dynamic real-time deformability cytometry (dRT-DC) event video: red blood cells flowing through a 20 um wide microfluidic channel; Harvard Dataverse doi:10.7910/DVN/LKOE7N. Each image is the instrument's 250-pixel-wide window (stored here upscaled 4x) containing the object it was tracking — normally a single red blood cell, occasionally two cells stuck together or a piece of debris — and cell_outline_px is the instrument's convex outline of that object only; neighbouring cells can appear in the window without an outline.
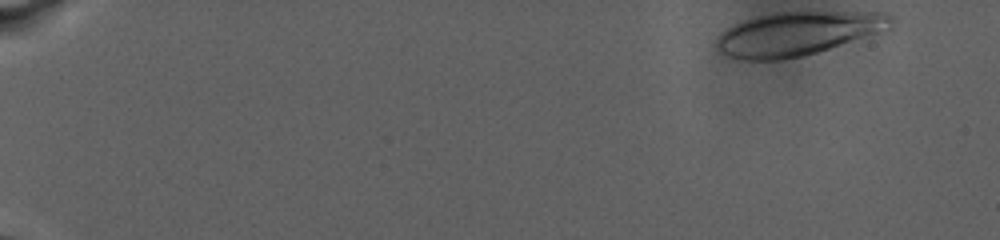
{"species": "human", "species_latin": "Homo sapiens", "temperature_condition": "warm", "stored_images_in_passage": 65, "camera_frame_rate_fps": 3000, "um_per_image_px": 0.085, "donor": {"sex": "male"}, "frame": {"image": 1, "passage_image": 1, "time_ms": 0.0, "image_size_px": [1000, 240], "cell_outline_px": [[892, 28], [804, 56], [780, 60], [748, 60], [728, 56], [720, 52], [716, 48], [716, 40], [732, 24], [756, 16], [776, 12], [888, 12], [892, 16]], "centroid_in_image_um": [67.81, 2.85], "position_along_channel_um": 17.2, "area_um2": 44.27}}
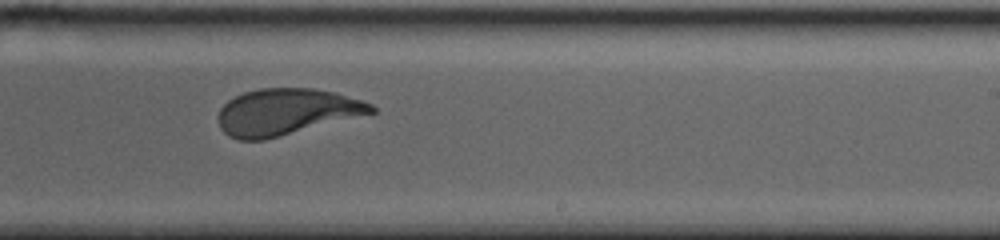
{"frame": {"image": 2, "passage_image": 43, "time_ms": 16.0, "image_size_px": [1000, 240], "cell_outline_px": [[376, 112], [264, 140], [240, 140], [228, 136], [220, 128], [220, 108], [228, 100], [244, 92], [260, 88], [312, 88], [336, 92], [372, 104], [376, 108]], "centroid_in_image_um": [24.33, 9.5], "position_along_channel_um": 264.7, "area_um2": 41.1}}
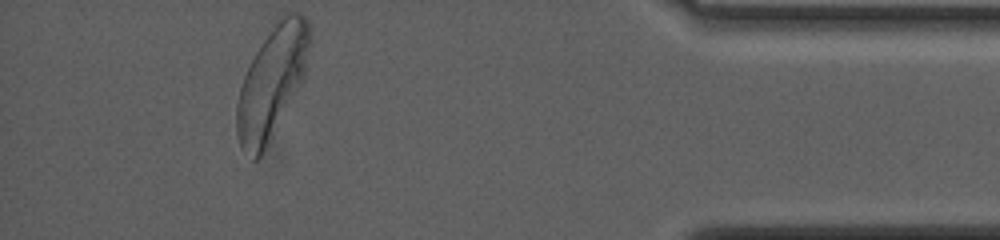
{"frame": {"image": 3, "passage_image": 65, "time_ms": 23.0, "image_size_px": [1000, 240], "cell_outline_px": [[312, 44], [304, 76], [260, 156], [256, 160], [252, 160], [240, 148], [236, 132], [236, 104], [240, 88], [244, 76], [256, 52], [276, 16], [284, 12], [300, 12], [308, 20]], "centroid_in_image_um": [23.11, 6.89], "position_along_channel_um": 412.1, "area_um2": 47.28}, "authors_computed_cell_mechanics": {"area_um2": 43.5812, "velocity_mm_per_s": 2.6635, "shape_relaxation_time_tau1_ms": 5.4273, "shape_relaxation_time_tau2_ms": 1.2434, "deformation_change_tau1": 0.1818, "deformation_change_tau2": 0.0792}}